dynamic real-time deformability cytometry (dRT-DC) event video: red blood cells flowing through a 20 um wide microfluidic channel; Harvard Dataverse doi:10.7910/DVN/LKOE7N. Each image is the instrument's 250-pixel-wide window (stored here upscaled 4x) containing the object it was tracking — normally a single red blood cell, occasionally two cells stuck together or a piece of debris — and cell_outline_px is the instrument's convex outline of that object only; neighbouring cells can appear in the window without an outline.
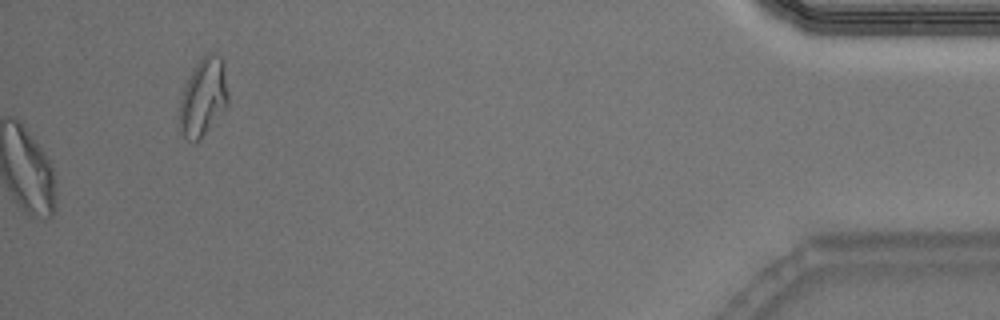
{"species": "Egyptian fruit bat (a non-hibernating species)", "species_latin": "Rousettus aegyptiacus", "temperature_condition": "warm", "stored_images_in_passage": 42, "camera_frame_rate_fps": 3000, "um_per_image_px": 0.085, "animal": {"sex": "male"}, "frame": {"image": 1, "passage_image": 42, "time_ms": 13.667, "image_size_px": [1000, 320], "cell_outline_px": [[228, 104], [200, 140], [188, 140], [180, 132], [180, 96], [196, 64], [208, 52], [212, 52], [220, 56], [224, 60], [228, 92]], "centroid_in_image_um": [17.3, 8.24], "position_along_channel_um": 417.9, "area_um2": 21.91}, "authors_computed_cell_mechanics": {"area_um2": 21.0392, "velocity_mm_per_s": 4.084, "shape_relaxation_time_tau1_ms": 8.3227, "shape_relaxation_time_tau2_ms": 2.0017, "deformation_change_tau1": 0.2479, "deformation_change_tau2": 0.1125}}